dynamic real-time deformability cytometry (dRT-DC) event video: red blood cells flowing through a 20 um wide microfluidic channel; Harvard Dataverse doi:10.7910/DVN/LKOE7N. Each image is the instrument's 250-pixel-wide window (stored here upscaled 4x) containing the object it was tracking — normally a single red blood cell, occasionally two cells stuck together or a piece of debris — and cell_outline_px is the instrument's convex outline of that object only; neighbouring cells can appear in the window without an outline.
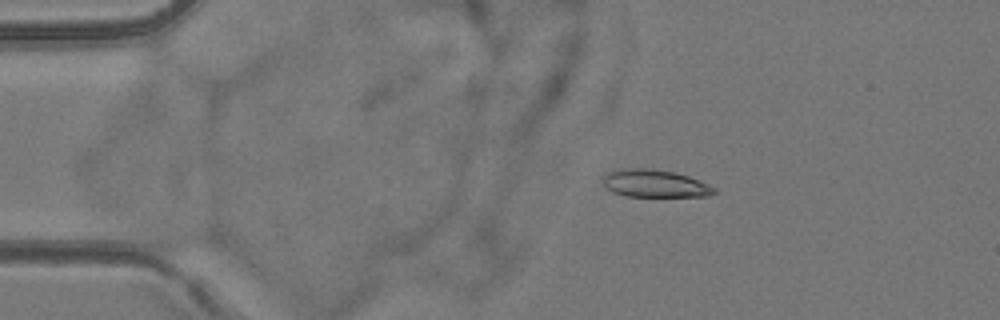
{"species": "common noctule bat (a hibernating species)", "species_latin": "Nyctalus noctula", "temperature_condition": "room temperature", "stored_images_in_passage": 4, "camera_frame_rate_fps": 3000, "um_per_image_px": 0.085, "animal": {"sex": "female", "body_mass_g": 24.6, "forearm_length_mm": 56.2}, "frame": {"image": 1, "passage_image": 3, "time_ms": 2.333, "image_size_px": [1000, 320], "cell_outline_px": [[716, 192], [708, 196], [624, 196], [612, 192], [604, 188], [600, 176], [608, 172], [620, 168], [648, 168], [676, 172], [688, 176], [708, 184], [716, 188]], "centroid_in_image_um": [55.58, 15.59], "position_along_channel_um": 29.4, "area_um2": 18.21}}